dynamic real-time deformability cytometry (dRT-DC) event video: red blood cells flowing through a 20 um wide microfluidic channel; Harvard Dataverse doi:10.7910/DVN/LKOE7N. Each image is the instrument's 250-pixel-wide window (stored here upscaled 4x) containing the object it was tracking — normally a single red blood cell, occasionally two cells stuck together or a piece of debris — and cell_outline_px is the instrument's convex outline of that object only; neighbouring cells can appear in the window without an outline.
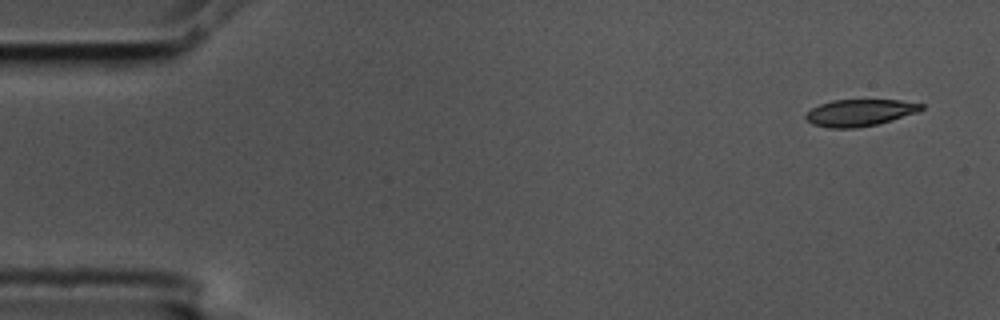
{"species": "common noctule bat (a hibernating species)", "species_latin": "Nyctalus noctula", "temperature_condition": "cold", "stored_images_in_passage": 5, "camera_frame_rate_fps": 3000, "um_per_image_px": 0.085, "animal": {"sex": "male", "body_mass_g": 17.5, "forearm_length_mm": 52.3}, "frame": {"image": 1, "passage_image": 1, "time_ms": 0.0, "image_size_px": [1000, 320], "cell_outline_px": [[924, 108], [916, 112], [892, 120], [876, 124], [856, 128], [828, 128], [812, 124], [804, 116], [812, 108], [820, 104], [832, 100], [900, 100], [924, 104]], "centroid_in_image_um": [73.07, 9.58], "position_along_channel_um": 11.9, "area_um2": 17.92}}
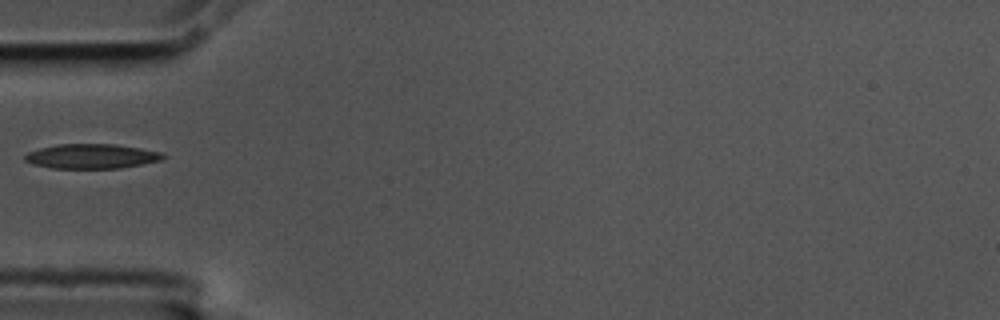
{"frame": {"image": 2, "passage_image": 5, "time_ms": 1.333, "image_size_px": [1000, 320], "cell_outline_px": [[168, 156], [160, 160], [120, 168], [52, 168], [32, 164], [24, 160], [24, 156], [28, 152], [40, 148], [56, 144], [116, 144], [164, 152]], "centroid_in_image_um": [7.79, 13.27], "position_along_channel_um": 77.2, "area_um2": 19.88}}